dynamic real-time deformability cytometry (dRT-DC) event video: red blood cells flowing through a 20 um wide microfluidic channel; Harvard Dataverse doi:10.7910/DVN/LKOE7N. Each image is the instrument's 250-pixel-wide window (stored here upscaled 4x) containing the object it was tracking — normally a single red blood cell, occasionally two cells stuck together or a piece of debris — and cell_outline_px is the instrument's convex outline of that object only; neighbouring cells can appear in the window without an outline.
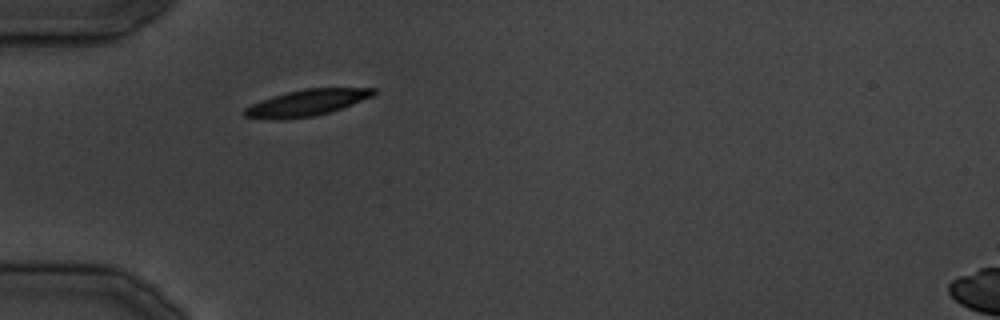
{"species": "common noctule bat (a hibernating species)", "species_latin": "Nyctalus noctula", "temperature_condition": "cold", "stored_images_in_passage": 25, "camera_frame_rate_fps": 3000, "um_per_image_px": 0.085, "animal": {"sex": "male", "body_mass_g": 19.5, "forearm_length_mm": 54.6}, "frame": {"image": 1, "passage_image": 1, "time_ms": 0.0, "image_size_px": [1000, 320], "cell_outline_px": [[376, 92], [372, 96], [352, 104], [328, 112], [312, 116], [284, 120], [272, 120], [244, 116], [240, 112], [244, 108], [252, 104], [272, 96], [304, 88], [376, 88]], "centroid_in_image_um": [26.01, 8.74], "position_along_channel_um": 59.0, "area_um2": 19.71}}
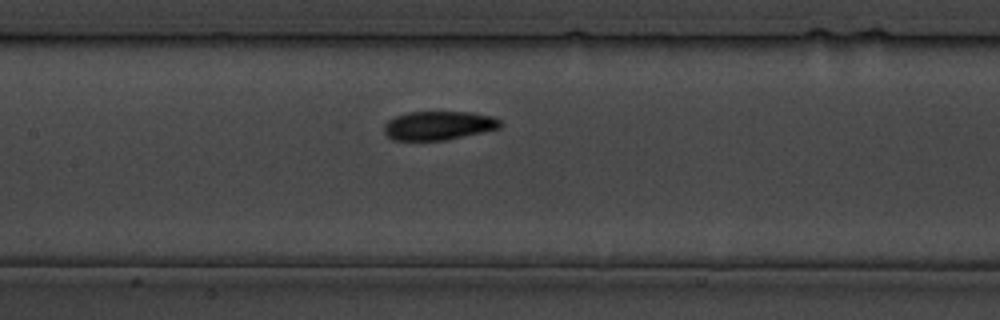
{"frame": {"image": 2, "passage_image": 7, "time_ms": 7.667, "image_size_px": [1000, 320], "cell_outline_px": [[500, 128], [484, 132], [444, 140], [392, 140], [384, 132], [384, 124], [388, 120], [396, 116], [408, 112], [472, 112], [492, 116], [500, 120]], "centroid_in_image_um": [37.27, 10.67], "position_along_channel_um": 170.1, "area_um2": 19.48}}
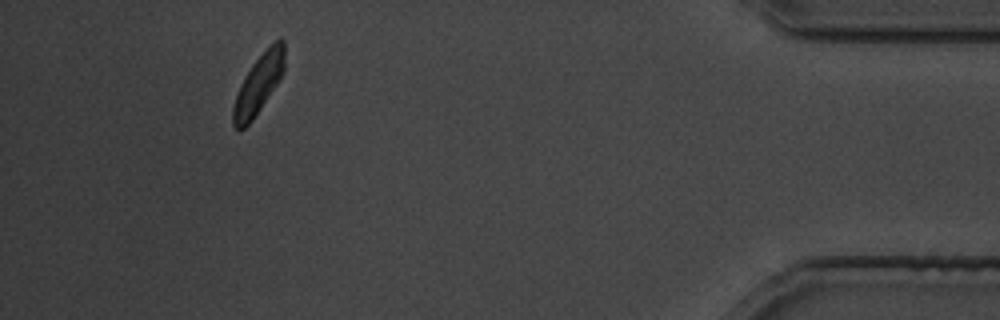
{"frame": {"image": 3, "passage_image": 23, "time_ms": 27.0, "image_size_px": [1000, 320], "cell_outline_px": [[284, 72], [280, 80], [252, 120], [244, 128], [236, 128], [232, 124], [232, 108], [236, 92], [244, 76], [252, 64], [280, 36], [284, 40]], "centroid_in_image_um": [21.97, 7.16], "position_along_channel_um": 413.2, "area_um2": 17.63}}